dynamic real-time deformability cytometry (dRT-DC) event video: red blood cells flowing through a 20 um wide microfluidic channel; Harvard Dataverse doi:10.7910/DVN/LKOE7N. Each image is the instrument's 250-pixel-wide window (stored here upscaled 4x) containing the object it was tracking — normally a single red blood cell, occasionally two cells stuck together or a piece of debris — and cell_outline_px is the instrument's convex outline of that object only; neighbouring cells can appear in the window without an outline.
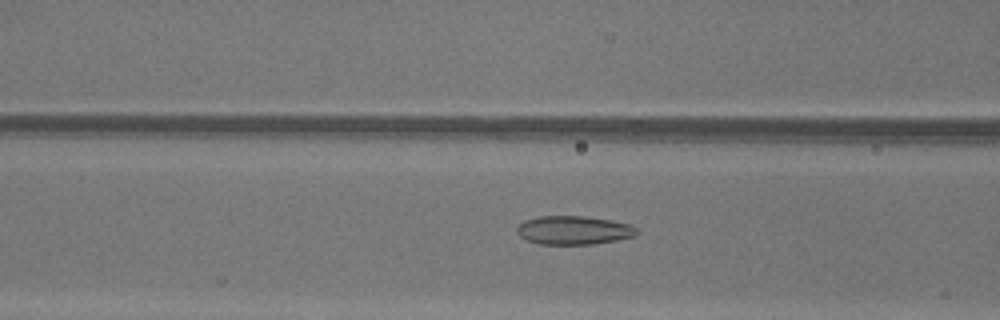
{"species": "common noctule bat (a hibernating species)", "species_latin": "Nyctalus noctula", "temperature_condition": "warm", "stored_images_in_passage": 14, "camera_frame_rate_fps": 3000, "um_per_image_px": 0.085, "animal": {"sex": "female"}, "frame": {"image": 1, "passage_image": 12, "time_ms": 3.667, "image_size_px": [1000, 320], "cell_outline_px": [[640, 232], [636, 236], [596, 244], [536, 244], [524, 240], [516, 232], [516, 228], [524, 220], [536, 216], [588, 216], [612, 220], [632, 224], [640, 228]], "centroid_in_image_um": [48.8, 19.56], "position_along_channel_um": 117.8, "area_um2": 20.58}}